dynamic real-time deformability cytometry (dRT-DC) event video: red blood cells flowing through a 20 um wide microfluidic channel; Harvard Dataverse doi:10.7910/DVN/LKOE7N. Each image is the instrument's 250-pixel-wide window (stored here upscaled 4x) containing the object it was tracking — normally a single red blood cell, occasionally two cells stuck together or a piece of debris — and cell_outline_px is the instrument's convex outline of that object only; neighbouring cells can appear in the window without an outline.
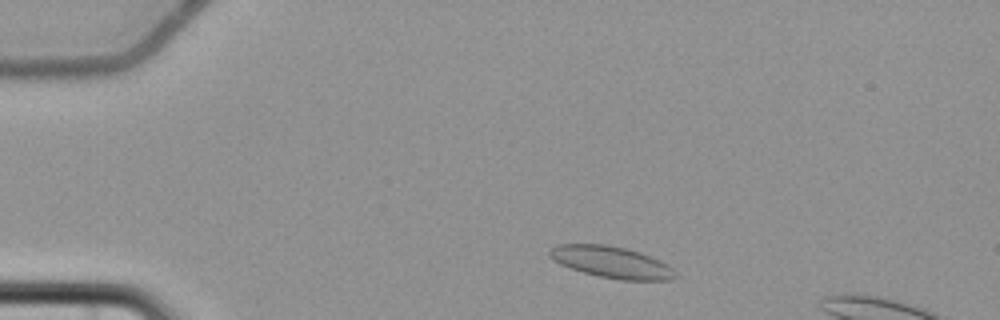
{"species": "common noctule bat (a hibernating species)", "species_latin": "Nyctalus noctula", "temperature_condition": "cold", "stored_images_in_passage": 5, "camera_frame_rate_fps": 3000, "um_per_image_px": 0.085, "animal": {"sex": "female", "body_mass_g": 22.7, "forearm_length_mm": 54.2}, "frame": {"image": 1, "passage_image": 1, "time_ms": 0.0, "image_size_px": [1000, 320], "cell_outline_px": [[676, 276], [672, 280], [620, 280], [600, 276], [584, 272], [560, 264], [548, 256], [548, 252], [552, 248], [560, 244], [608, 244], [640, 252], [660, 260], [668, 264], [676, 272]], "centroid_in_image_um": [52.0, 22.28], "position_along_channel_um": 33.0, "area_um2": 23.06}}
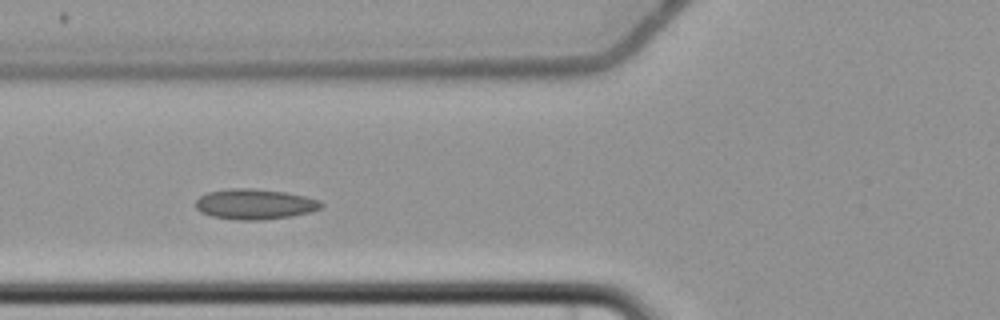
{"frame": {"image": 2, "passage_image": 4, "time_ms": 3.667, "image_size_px": [1000, 320], "cell_outline_px": [[324, 204], [320, 208], [308, 212], [292, 216], [260, 220], [236, 220], [212, 216], [200, 212], [196, 208], [196, 200], [200, 196], [208, 192], [232, 188], [252, 188], [284, 192], [304, 196], [320, 200]], "centroid_in_image_um": [21.64, 17.35], "position_along_channel_um": 104.2, "area_um2": 22.14}}
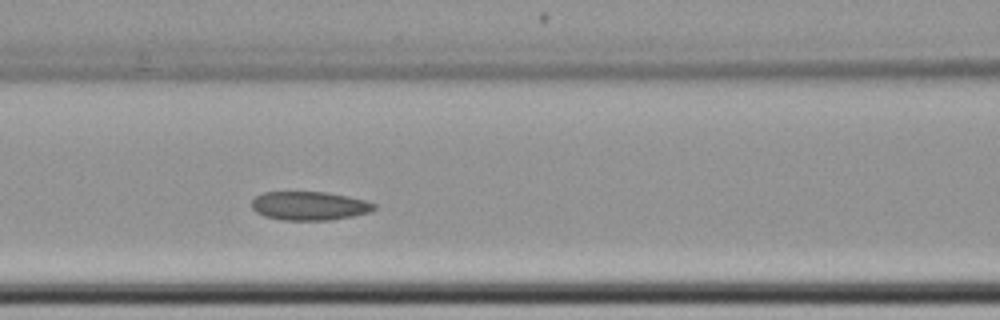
{"frame": {"image": 3, "passage_image": 5, "time_ms": 4.667, "image_size_px": [1000, 320], "cell_outline_px": [[376, 208], [368, 212], [352, 216], [332, 220], [284, 220], [264, 216], [256, 212], [252, 208], [252, 200], [256, 196], [264, 192], [328, 192], [348, 196], [364, 200], [376, 204]], "centroid_in_image_um": [26.29, 17.49], "position_along_channel_um": 140.3, "area_um2": 20.46}}